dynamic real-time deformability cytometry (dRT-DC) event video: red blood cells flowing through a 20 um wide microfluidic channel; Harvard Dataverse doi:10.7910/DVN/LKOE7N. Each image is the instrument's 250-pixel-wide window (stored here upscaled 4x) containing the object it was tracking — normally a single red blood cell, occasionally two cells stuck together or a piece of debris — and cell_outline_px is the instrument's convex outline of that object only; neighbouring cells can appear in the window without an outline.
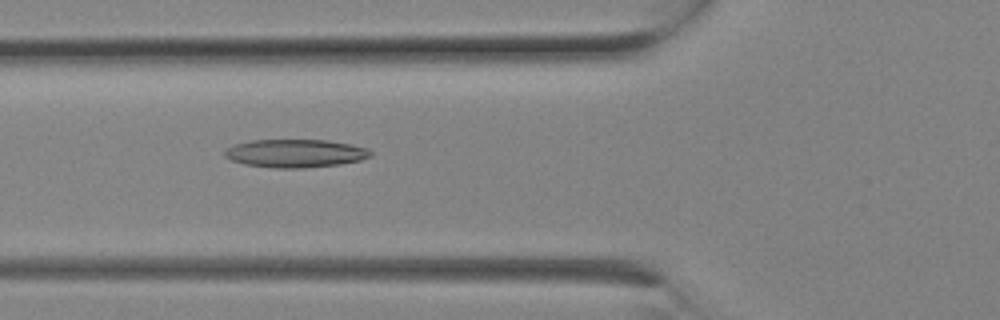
{"species": "Egyptian fruit bat (a non-hibernating species)", "species_latin": "Rousettus aegyptiacus", "temperature_condition": "room temperature", "stored_images_in_passage": 9, "camera_frame_rate_fps": 3000, "um_per_image_px": 0.085, "animal": {"sex": "female"}, "frame": {"image": 1, "passage_image": 8, "time_ms": 2.333, "image_size_px": [1000, 320], "cell_outline_px": [[372, 156], [360, 160], [340, 164], [304, 168], [272, 168], [244, 164], [232, 160], [224, 156], [224, 148], [236, 144], [252, 140], [328, 140], [368, 148], [372, 152]], "centroid_in_image_um": [25.09, 13.04], "position_along_channel_um": 100.7, "area_um2": 23.99}}
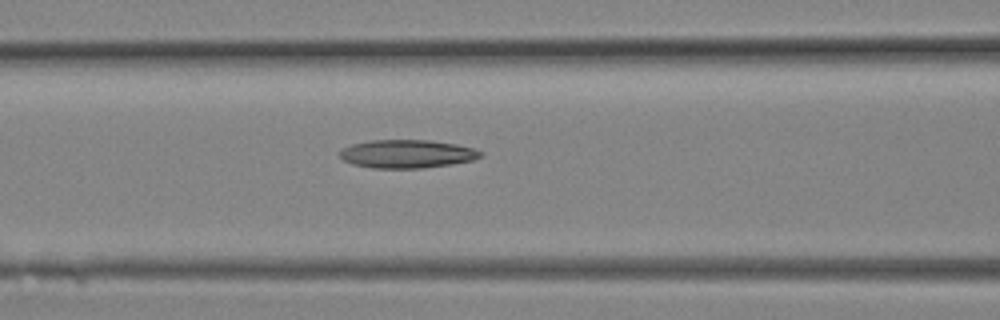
{"frame": {"image": 2, "passage_image": 9, "time_ms": 2.667, "image_size_px": [1000, 320], "cell_outline_px": [[484, 156], [472, 160], [448, 164], [420, 168], [372, 168], [352, 164], [344, 160], [340, 156], [340, 152], [344, 148], [352, 144], [372, 140], [428, 140], [456, 144], [472, 148], [484, 152]], "centroid_in_image_um": [34.61, 13.08], "position_along_channel_um": 132.0, "area_um2": 23.0}}